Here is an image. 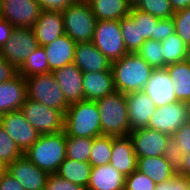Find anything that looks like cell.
Returning <instances> with one entry per match:
<instances>
[{"instance_id":"26","label":"cell","mask_w":190,"mask_h":190,"mask_svg":"<svg viewBox=\"0 0 190 190\" xmlns=\"http://www.w3.org/2000/svg\"><path fill=\"white\" fill-rule=\"evenodd\" d=\"M97 21L120 20L127 17L131 7L127 0H87Z\"/></svg>"},{"instance_id":"15","label":"cell","mask_w":190,"mask_h":190,"mask_svg":"<svg viewBox=\"0 0 190 190\" xmlns=\"http://www.w3.org/2000/svg\"><path fill=\"white\" fill-rule=\"evenodd\" d=\"M143 92L151 98L156 107L178 101L175 95V86L166 68L152 71Z\"/></svg>"},{"instance_id":"1","label":"cell","mask_w":190,"mask_h":190,"mask_svg":"<svg viewBox=\"0 0 190 190\" xmlns=\"http://www.w3.org/2000/svg\"><path fill=\"white\" fill-rule=\"evenodd\" d=\"M111 70L115 90L129 94L143 91L154 69L137 53H128L111 62Z\"/></svg>"},{"instance_id":"34","label":"cell","mask_w":190,"mask_h":190,"mask_svg":"<svg viewBox=\"0 0 190 190\" xmlns=\"http://www.w3.org/2000/svg\"><path fill=\"white\" fill-rule=\"evenodd\" d=\"M153 69H164V54L160 41L149 39L136 52Z\"/></svg>"},{"instance_id":"17","label":"cell","mask_w":190,"mask_h":190,"mask_svg":"<svg viewBox=\"0 0 190 190\" xmlns=\"http://www.w3.org/2000/svg\"><path fill=\"white\" fill-rule=\"evenodd\" d=\"M73 63L83 73L112 71L111 61L92 42L76 43Z\"/></svg>"},{"instance_id":"6","label":"cell","mask_w":190,"mask_h":190,"mask_svg":"<svg viewBox=\"0 0 190 190\" xmlns=\"http://www.w3.org/2000/svg\"><path fill=\"white\" fill-rule=\"evenodd\" d=\"M25 80L27 98L65 114L69 104L52 72L32 75Z\"/></svg>"},{"instance_id":"40","label":"cell","mask_w":190,"mask_h":190,"mask_svg":"<svg viewBox=\"0 0 190 190\" xmlns=\"http://www.w3.org/2000/svg\"><path fill=\"white\" fill-rule=\"evenodd\" d=\"M164 158L169 162L176 174L182 171L183 154L177 146L176 141L171 137L166 144Z\"/></svg>"},{"instance_id":"8","label":"cell","mask_w":190,"mask_h":190,"mask_svg":"<svg viewBox=\"0 0 190 190\" xmlns=\"http://www.w3.org/2000/svg\"><path fill=\"white\" fill-rule=\"evenodd\" d=\"M92 43L111 62L127 55L119 20L97 21Z\"/></svg>"},{"instance_id":"42","label":"cell","mask_w":190,"mask_h":190,"mask_svg":"<svg viewBox=\"0 0 190 190\" xmlns=\"http://www.w3.org/2000/svg\"><path fill=\"white\" fill-rule=\"evenodd\" d=\"M171 137L183 155L190 153V121L182 125Z\"/></svg>"},{"instance_id":"16","label":"cell","mask_w":190,"mask_h":190,"mask_svg":"<svg viewBox=\"0 0 190 190\" xmlns=\"http://www.w3.org/2000/svg\"><path fill=\"white\" fill-rule=\"evenodd\" d=\"M52 73L69 105L84 100L83 72L74 63L67 64Z\"/></svg>"},{"instance_id":"21","label":"cell","mask_w":190,"mask_h":190,"mask_svg":"<svg viewBox=\"0 0 190 190\" xmlns=\"http://www.w3.org/2000/svg\"><path fill=\"white\" fill-rule=\"evenodd\" d=\"M26 98V80L20 74L9 81L0 83V115L21 110Z\"/></svg>"},{"instance_id":"31","label":"cell","mask_w":190,"mask_h":190,"mask_svg":"<svg viewBox=\"0 0 190 190\" xmlns=\"http://www.w3.org/2000/svg\"><path fill=\"white\" fill-rule=\"evenodd\" d=\"M161 45L162 53L164 54V68L185 60L188 47L176 33L163 39Z\"/></svg>"},{"instance_id":"43","label":"cell","mask_w":190,"mask_h":190,"mask_svg":"<svg viewBox=\"0 0 190 190\" xmlns=\"http://www.w3.org/2000/svg\"><path fill=\"white\" fill-rule=\"evenodd\" d=\"M156 41H162L175 33L174 21L172 18L160 19L156 25Z\"/></svg>"},{"instance_id":"30","label":"cell","mask_w":190,"mask_h":190,"mask_svg":"<svg viewBox=\"0 0 190 190\" xmlns=\"http://www.w3.org/2000/svg\"><path fill=\"white\" fill-rule=\"evenodd\" d=\"M46 73H49V64L43 46H38L18 69V74L24 78Z\"/></svg>"},{"instance_id":"4","label":"cell","mask_w":190,"mask_h":190,"mask_svg":"<svg viewBox=\"0 0 190 190\" xmlns=\"http://www.w3.org/2000/svg\"><path fill=\"white\" fill-rule=\"evenodd\" d=\"M101 121L102 135L128 136L132 131L129 124L126 94L114 91L96 100Z\"/></svg>"},{"instance_id":"18","label":"cell","mask_w":190,"mask_h":190,"mask_svg":"<svg viewBox=\"0 0 190 190\" xmlns=\"http://www.w3.org/2000/svg\"><path fill=\"white\" fill-rule=\"evenodd\" d=\"M126 102L131 130L147 127L157 108L151 98L145 92L137 91L126 94Z\"/></svg>"},{"instance_id":"23","label":"cell","mask_w":190,"mask_h":190,"mask_svg":"<svg viewBox=\"0 0 190 190\" xmlns=\"http://www.w3.org/2000/svg\"><path fill=\"white\" fill-rule=\"evenodd\" d=\"M84 100L96 101L115 91L112 71L83 73Z\"/></svg>"},{"instance_id":"53","label":"cell","mask_w":190,"mask_h":190,"mask_svg":"<svg viewBox=\"0 0 190 190\" xmlns=\"http://www.w3.org/2000/svg\"><path fill=\"white\" fill-rule=\"evenodd\" d=\"M187 190H190V176H185Z\"/></svg>"},{"instance_id":"33","label":"cell","mask_w":190,"mask_h":190,"mask_svg":"<svg viewBox=\"0 0 190 190\" xmlns=\"http://www.w3.org/2000/svg\"><path fill=\"white\" fill-rule=\"evenodd\" d=\"M93 138L66 136V158L89 162Z\"/></svg>"},{"instance_id":"45","label":"cell","mask_w":190,"mask_h":190,"mask_svg":"<svg viewBox=\"0 0 190 190\" xmlns=\"http://www.w3.org/2000/svg\"><path fill=\"white\" fill-rule=\"evenodd\" d=\"M42 10L63 11L80 0H37Z\"/></svg>"},{"instance_id":"11","label":"cell","mask_w":190,"mask_h":190,"mask_svg":"<svg viewBox=\"0 0 190 190\" xmlns=\"http://www.w3.org/2000/svg\"><path fill=\"white\" fill-rule=\"evenodd\" d=\"M41 11L37 0H1L0 17L14 28H32Z\"/></svg>"},{"instance_id":"50","label":"cell","mask_w":190,"mask_h":190,"mask_svg":"<svg viewBox=\"0 0 190 190\" xmlns=\"http://www.w3.org/2000/svg\"><path fill=\"white\" fill-rule=\"evenodd\" d=\"M182 161V171L179 173V175L190 176V153L185 154Z\"/></svg>"},{"instance_id":"51","label":"cell","mask_w":190,"mask_h":190,"mask_svg":"<svg viewBox=\"0 0 190 190\" xmlns=\"http://www.w3.org/2000/svg\"><path fill=\"white\" fill-rule=\"evenodd\" d=\"M141 1L142 0H127V3L131 8H134L137 7L141 3Z\"/></svg>"},{"instance_id":"52","label":"cell","mask_w":190,"mask_h":190,"mask_svg":"<svg viewBox=\"0 0 190 190\" xmlns=\"http://www.w3.org/2000/svg\"><path fill=\"white\" fill-rule=\"evenodd\" d=\"M184 61L190 67V46H188V48H187V52H186L185 60Z\"/></svg>"},{"instance_id":"44","label":"cell","mask_w":190,"mask_h":190,"mask_svg":"<svg viewBox=\"0 0 190 190\" xmlns=\"http://www.w3.org/2000/svg\"><path fill=\"white\" fill-rule=\"evenodd\" d=\"M154 190H187L185 176L176 174L171 180L157 184Z\"/></svg>"},{"instance_id":"37","label":"cell","mask_w":190,"mask_h":190,"mask_svg":"<svg viewBox=\"0 0 190 190\" xmlns=\"http://www.w3.org/2000/svg\"><path fill=\"white\" fill-rule=\"evenodd\" d=\"M136 8L159 19L172 18L174 15L169 0H142Z\"/></svg>"},{"instance_id":"32","label":"cell","mask_w":190,"mask_h":190,"mask_svg":"<svg viewBox=\"0 0 190 190\" xmlns=\"http://www.w3.org/2000/svg\"><path fill=\"white\" fill-rule=\"evenodd\" d=\"M113 147V136L102 135L93 138L89 163L92 167L109 164Z\"/></svg>"},{"instance_id":"14","label":"cell","mask_w":190,"mask_h":190,"mask_svg":"<svg viewBox=\"0 0 190 190\" xmlns=\"http://www.w3.org/2000/svg\"><path fill=\"white\" fill-rule=\"evenodd\" d=\"M6 170L24 190H45L49 173L38 168L24 155L6 166Z\"/></svg>"},{"instance_id":"27","label":"cell","mask_w":190,"mask_h":190,"mask_svg":"<svg viewBox=\"0 0 190 190\" xmlns=\"http://www.w3.org/2000/svg\"><path fill=\"white\" fill-rule=\"evenodd\" d=\"M92 166L89 162H80L65 158L55 173L59 177L87 188Z\"/></svg>"},{"instance_id":"46","label":"cell","mask_w":190,"mask_h":190,"mask_svg":"<svg viewBox=\"0 0 190 190\" xmlns=\"http://www.w3.org/2000/svg\"><path fill=\"white\" fill-rule=\"evenodd\" d=\"M18 75V69L0 55V83L11 80Z\"/></svg>"},{"instance_id":"10","label":"cell","mask_w":190,"mask_h":190,"mask_svg":"<svg viewBox=\"0 0 190 190\" xmlns=\"http://www.w3.org/2000/svg\"><path fill=\"white\" fill-rule=\"evenodd\" d=\"M38 46L32 28H14L10 39L0 49V55L19 69Z\"/></svg>"},{"instance_id":"39","label":"cell","mask_w":190,"mask_h":190,"mask_svg":"<svg viewBox=\"0 0 190 190\" xmlns=\"http://www.w3.org/2000/svg\"><path fill=\"white\" fill-rule=\"evenodd\" d=\"M156 185L149 176L135 170L126 176L124 190H154Z\"/></svg>"},{"instance_id":"55","label":"cell","mask_w":190,"mask_h":190,"mask_svg":"<svg viewBox=\"0 0 190 190\" xmlns=\"http://www.w3.org/2000/svg\"><path fill=\"white\" fill-rule=\"evenodd\" d=\"M189 115H190V103H189ZM189 121H190V116H189Z\"/></svg>"},{"instance_id":"19","label":"cell","mask_w":190,"mask_h":190,"mask_svg":"<svg viewBox=\"0 0 190 190\" xmlns=\"http://www.w3.org/2000/svg\"><path fill=\"white\" fill-rule=\"evenodd\" d=\"M32 29L39 46L50 44L65 34L62 11L42 10Z\"/></svg>"},{"instance_id":"22","label":"cell","mask_w":190,"mask_h":190,"mask_svg":"<svg viewBox=\"0 0 190 190\" xmlns=\"http://www.w3.org/2000/svg\"><path fill=\"white\" fill-rule=\"evenodd\" d=\"M76 42L67 34L58 37L48 45H44L49 64V72H53L67 64L74 62Z\"/></svg>"},{"instance_id":"2","label":"cell","mask_w":190,"mask_h":190,"mask_svg":"<svg viewBox=\"0 0 190 190\" xmlns=\"http://www.w3.org/2000/svg\"><path fill=\"white\" fill-rule=\"evenodd\" d=\"M66 136L96 138L102 136L100 114L96 101H79L69 105L64 116Z\"/></svg>"},{"instance_id":"12","label":"cell","mask_w":190,"mask_h":190,"mask_svg":"<svg viewBox=\"0 0 190 190\" xmlns=\"http://www.w3.org/2000/svg\"><path fill=\"white\" fill-rule=\"evenodd\" d=\"M0 125L25 153L40 137L21 110L0 115Z\"/></svg>"},{"instance_id":"7","label":"cell","mask_w":190,"mask_h":190,"mask_svg":"<svg viewBox=\"0 0 190 190\" xmlns=\"http://www.w3.org/2000/svg\"><path fill=\"white\" fill-rule=\"evenodd\" d=\"M21 111L40 135L63 131L65 114L60 110L26 98Z\"/></svg>"},{"instance_id":"47","label":"cell","mask_w":190,"mask_h":190,"mask_svg":"<svg viewBox=\"0 0 190 190\" xmlns=\"http://www.w3.org/2000/svg\"><path fill=\"white\" fill-rule=\"evenodd\" d=\"M0 190H24V188L7 170H5L0 175Z\"/></svg>"},{"instance_id":"49","label":"cell","mask_w":190,"mask_h":190,"mask_svg":"<svg viewBox=\"0 0 190 190\" xmlns=\"http://www.w3.org/2000/svg\"><path fill=\"white\" fill-rule=\"evenodd\" d=\"M169 1L174 13L186 9L190 6V0H169Z\"/></svg>"},{"instance_id":"28","label":"cell","mask_w":190,"mask_h":190,"mask_svg":"<svg viewBox=\"0 0 190 190\" xmlns=\"http://www.w3.org/2000/svg\"><path fill=\"white\" fill-rule=\"evenodd\" d=\"M165 68L175 86L177 100L190 103V67L185 61H181Z\"/></svg>"},{"instance_id":"54","label":"cell","mask_w":190,"mask_h":190,"mask_svg":"<svg viewBox=\"0 0 190 190\" xmlns=\"http://www.w3.org/2000/svg\"><path fill=\"white\" fill-rule=\"evenodd\" d=\"M6 170V167L0 162V175Z\"/></svg>"},{"instance_id":"36","label":"cell","mask_w":190,"mask_h":190,"mask_svg":"<svg viewBox=\"0 0 190 190\" xmlns=\"http://www.w3.org/2000/svg\"><path fill=\"white\" fill-rule=\"evenodd\" d=\"M124 44L128 53H136L139 49L138 26L127 16L119 20Z\"/></svg>"},{"instance_id":"20","label":"cell","mask_w":190,"mask_h":190,"mask_svg":"<svg viewBox=\"0 0 190 190\" xmlns=\"http://www.w3.org/2000/svg\"><path fill=\"white\" fill-rule=\"evenodd\" d=\"M109 164L124 176H128L137 170V156L129 136H113V147Z\"/></svg>"},{"instance_id":"48","label":"cell","mask_w":190,"mask_h":190,"mask_svg":"<svg viewBox=\"0 0 190 190\" xmlns=\"http://www.w3.org/2000/svg\"><path fill=\"white\" fill-rule=\"evenodd\" d=\"M14 26L0 17V49L10 39Z\"/></svg>"},{"instance_id":"41","label":"cell","mask_w":190,"mask_h":190,"mask_svg":"<svg viewBox=\"0 0 190 190\" xmlns=\"http://www.w3.org/2000/svg\"><path fill=\"white\" fill-rule=\"evenodd\" d=\"M45 190H87V188L69 182L68 180L59 177L57 174H50Z\"/></svg>"},{"instance_id":"5","label":"cell","mask_w":190,"mask_h":190,"mask_svg":"<svg viewBox=\"0 0 190 190\" xmlns=\"http://www.w3.org/2000/svg\"><path fill=\"white\" fill-rule=\"evenodd\" d=\"M65 34L76 43L92 42L97 19L87 0L70 4L62 11Z\"/></svg>"},{"instance_id":"29","label":"cell","mask_w":190,"mask_h":190,"mask_svg":"<svg viewBox=\"0 0 190 190\" xmlns=\"http://www.w3.org/2000/svg\"><path fill=\"white\" fill-rule=\"evenodd\" d=\"M138 26L139 31V48L149 39L156 40V25L160 20L158 17L138 10L136 7L131 8L128 15Z\"/></svg>"},{"instance_id":"3","label":"cell","mask_w":190,"mask_h":190,"mask_svg":"<svg viewBox=\"0 0 190 190\" xmlns=\"http://www.w3.org/2000/svg\"><path fill=\"white\" fill-rule=\"evenodd\" d=\"M38 168L55 174L66 158V135L64 131L40 135L39 139L24 153Z\"/></svg>"},{"instance_id":"25","label":"cell","mask_w":190,"mask_h":190,"mask_svg":"<svg viewBox=\"0 0 190 190\" xmlns=\"http://www.w3.org/2000/svg\"><path fill=\"white\" fill-rule=\"evenodd\" d=\"M137 170L156 184L169 181L176 175L164 156L137 158Z\"/></svg>"},{"instance_id":"38","label":"cell","mask_w":190,"mask_h":190,"mask_svg":"<svg viewBox=\"0 0 190 190\" xmlns=\"http://www.w3.org/2000/svg\"><path fill=\"white\" fill-rule=\"evenodd\" d=\"M172 19L175 33L184 41L187 47L190 46V6L175 12Z\"/></svg>"},{"instance_id":"9","label":"cell","mask_w":190,"mask_h":190,"mask_svg":"<svg viewBox=\"0 0 190 190\" xmlns=\"http://www.w3.org/2000/svg\"><path fill=\"white\" fill-rule=\"evenodd\" d=\"M189 116V103L176 101L157 107L147 127L172 136L182 125L189 122Z\"/></svg>"},{"instance_id":"35","label":"cell","mask_w":190,"mask_h":190,"mask_svg":"<svg viewBox=\"0 0 190 190\" xmlns=\"http://www.w3.org/2000/svg\"><path fill=\"white\" fill-rule=\"evenodd\" d=\"M24 153L0 125V162L6 167Z\"/></svg>"},{"instance_id":"24","label":"cell","mask_w":190,"mask_h":190,"mask_svg":"<svg viewBox=\"0 0 190 190\" xmlns=\"http://www.w3.org/2000/svg\"><path fill=\"white\" fill-rule=\"evenodd\" d=\"M125 178L111 164L92 167L87 190H124Z\"/></svg>"},{"instance_id":"13","label":"cell","mask_w":190,"mask_h":190,"mask_svg":"<svg viewBox=\"0 0 190 190\" xmlns=\"http://www.w3.org/2000/svg\"><path fill=\"white\" fill-rule=\"evenodd\" d=\"M137 158L163 156L170 135L148 127L132 130L129 135Z\"/></svg>"}]
</instances>
